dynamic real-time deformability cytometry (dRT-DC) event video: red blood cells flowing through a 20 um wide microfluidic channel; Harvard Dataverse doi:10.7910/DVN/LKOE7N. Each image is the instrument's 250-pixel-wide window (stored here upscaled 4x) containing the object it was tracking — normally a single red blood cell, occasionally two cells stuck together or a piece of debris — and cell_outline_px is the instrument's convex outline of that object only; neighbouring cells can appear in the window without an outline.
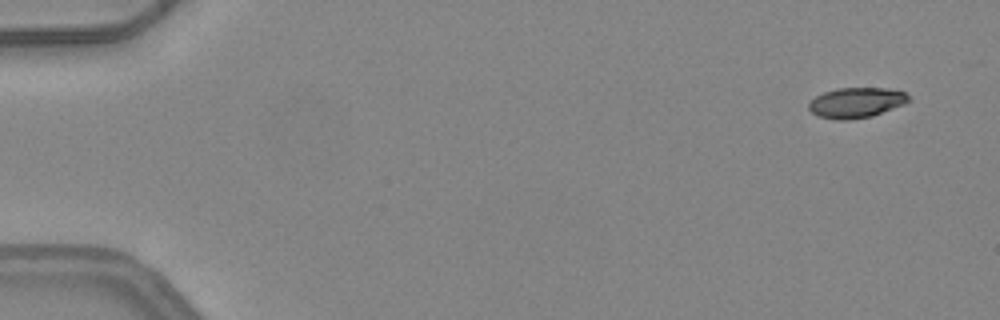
{"species": "common noctule bat (a hibernating species)", "species_latin": "Nyctalus noctula", "temperature_condition": "warm", "stored_images_in_passage": 5, "camera_frame_rate_fps": 3000, "um_per_image_px": 0.085, "animal": {"sex": "female", "body_mass_g": 24.6, "forearm_length_mm": 56.2}, "frame": {"image": 1, "passage_image": 1, "time_ms": 0.0, "image_size_px": [1000, 320], "cell_outline_px": [[912, 100], [904, 104], [872, 116], [848, 120], [836, 120], [816, 116], [808, 108], [808, 104], [816, 96], [824, 92], [836, 88], [884, 88], [904, 92]], "centroid_in_image_um": [72.76, 8.73], "position_along_channel_um": 12.2, "area_um2": 17.63}}